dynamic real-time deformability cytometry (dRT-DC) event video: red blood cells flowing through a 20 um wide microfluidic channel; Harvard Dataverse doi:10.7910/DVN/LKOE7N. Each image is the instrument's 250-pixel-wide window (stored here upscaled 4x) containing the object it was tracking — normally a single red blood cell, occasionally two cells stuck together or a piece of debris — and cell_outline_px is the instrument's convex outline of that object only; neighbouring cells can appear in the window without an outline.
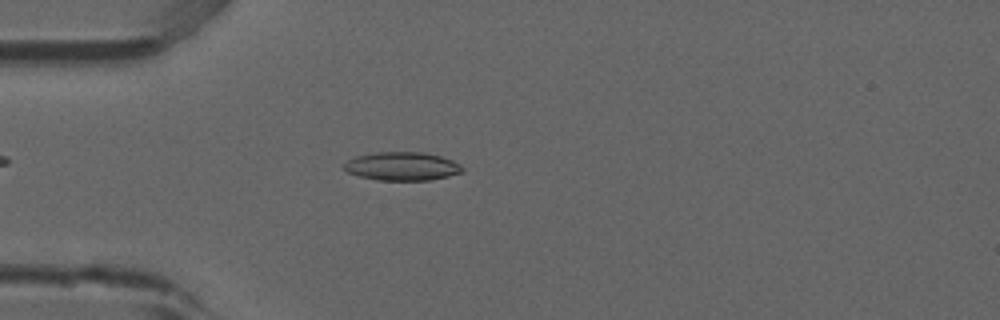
{"species": "common noctule bat (a hibernating species)", "species_latin": "Nyctalus noctula", "temperature_condition": "room temperature", "stored_images_in_passage": 23, "camera_frame_rate_fps": 3000, "um_per_image_px": 0.085, "animal": {"sex": "male", "forearm_length_mm": 52.5}, "frame": {"image": 1, "passage_image": 5, "time_ms": 1.333, "image_size_px": [1000, 320], "cell_outline_px": [[464, 168], [460, 172], [448, 176], [428, 180], [376, 180], [360, 176], [348, 172], [344, 168], [344, 164], [348, 160], [356, 156], [376, 152], [424, 152], [440, 156], [452, 160], [460, 164]], "centroid_in_image_um": [34.17, 14.13], "position_along_channel_um": 50.8, "area_um2": 19.48}}
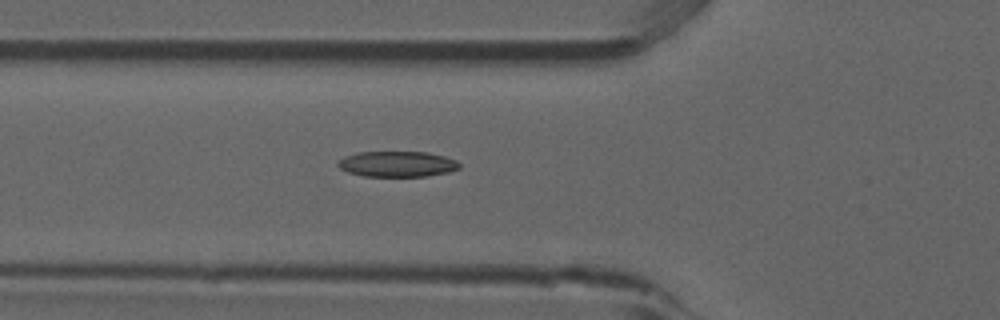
{"frame": {"image": 2, "passage_image": 9, "time_ms": 2.667, "image_size_px": [1000, 320], "cell_outline_px": [[460, 168], [448, 172], [428, 176], [364, 176], [348, 172], [340, 168], [336, 164], [344, 156], [356, 152], [424, 152], [444, 156], [456, 160], [460, 164]], "centroid_in_image_um": [33.76, 13.94], "position_along_channel_um": 92.0, "area_um2": 18.09}}
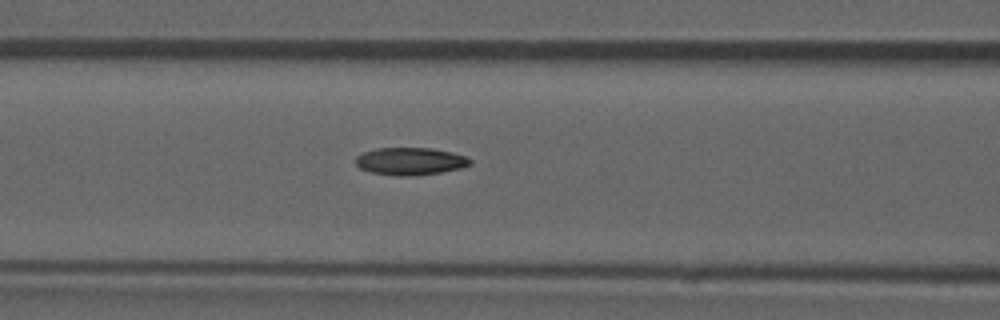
{"frame": {"image": 3, "passage_image": 12, "time_ms": 3.667, "image_size_px": [1000, 320], "cell_outline_px": [[472, 164], [460, 168], [440, 172], [416, 176], [400, 176], [372, 172], [360, 168], [356, 164], [356, 156], [364, 152], [376, 148], [432, 148], [452, 152], [468, 156], [472, 160]], "centroid_in_image_um": [34.91, 13.7], "position_along_channel_um": 131.7, "area_um2": 18.38}}